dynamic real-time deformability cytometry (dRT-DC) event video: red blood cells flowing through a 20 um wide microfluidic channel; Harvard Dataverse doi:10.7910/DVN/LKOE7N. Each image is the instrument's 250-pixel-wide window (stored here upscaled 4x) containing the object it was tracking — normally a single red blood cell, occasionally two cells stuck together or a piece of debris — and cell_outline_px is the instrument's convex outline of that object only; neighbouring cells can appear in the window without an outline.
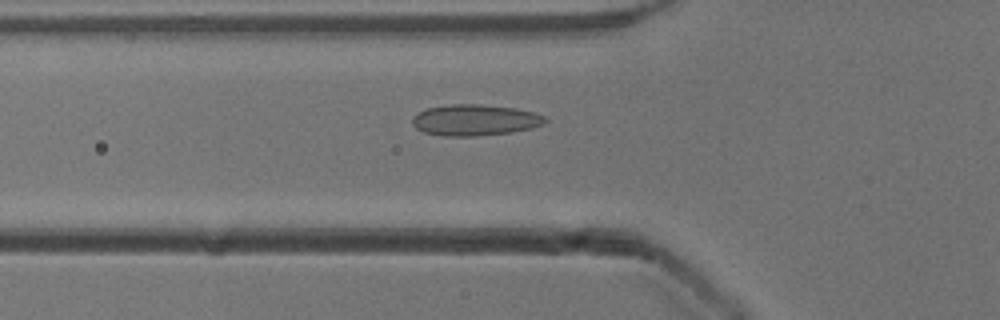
{"species": "common noctule bat (a hibernating species)", "species_latin": "Nyctalus noctula", "temperature_condition": "cold", "stored_images_in_passage": 52, "camera_frame_rate_fps": 3000, "um_per_image_px": 0.085, "animal": {"sex": "male", "body_mass_g": 13.3}, "frame": {"image": 1, "passage_image": 18, "time_ms": 5.667, "image_size_px": [1000, 320], "cell_outline_px": [[548, 120], [544, 124], [532, 128], [512, 132], [476, 136], [444, 136], [424, 132], [416, 128], [412, 124], [412, 116], [428, 108], [448, 104], [480, 104], [516, 108], [536, 112], [544, 116]], "centroid_in_image_um": [40.39, 10.2], "position_along_channel_um": 85.4, "area_um2": 24.28}}
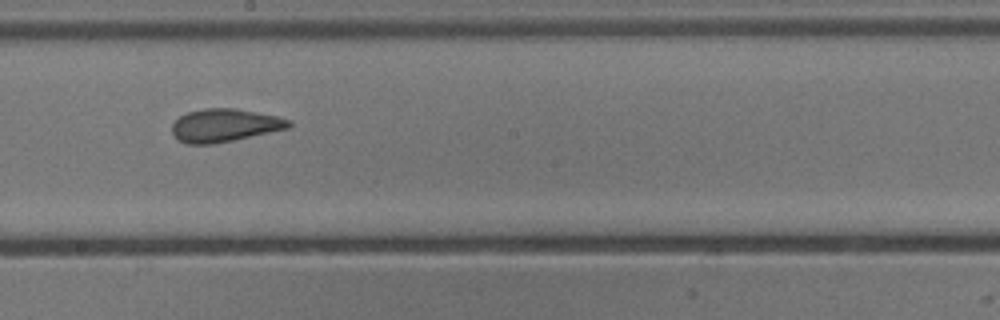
{"frame": {"image": 2, "passage_image": 29, "time_ms": 9.333, "image_size_px": [1000, 320], "cell_outline_px": [[292, 124], [288, 128], [232, 140], [212, 144], [188, 144], [176, 140], [172, 132], [172, 124], [180, 116], [188, 112], [204, 108], [232, 108], [256, 112], [276, 116], [288, 120]], "centroid_in_image_um": [19.03, 10.66], "position_along_channel_um": 229.2, "area_um2": 22.2}}
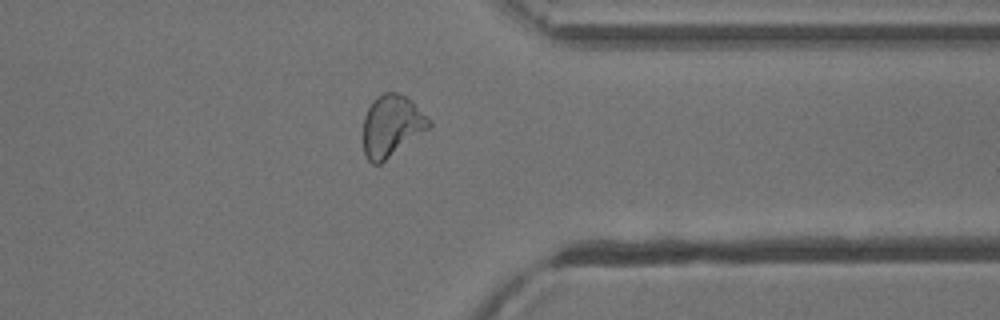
{"frame": {"image": 3, "passage_image": 41, "time_ms": 13.333, "image_size_px": [1000, 320], "cell_outline_px": [[432, 124], [428, 128], [380, 164], [372, 164], [364, 156], [364, 116], [372, 100], [376, 96], [384, 92], [396, 92], [404, 96], [432, 120]], "centroid_in_image_um": [33.26, 10.69], "position_along_channel_um": 378.1, "area_um2": 23.24}, "authors_computed_cell_mechanics": {"area_um2": 23.6691, "velocity_mm_per_s": 3.895, "shape_relaxation_time_tau1_ms": null, "shape_relaxation_time_tau2_ms": 1.9053, "deformation_change_tau1": null, "deformation_change_tau2": 0.0996}}